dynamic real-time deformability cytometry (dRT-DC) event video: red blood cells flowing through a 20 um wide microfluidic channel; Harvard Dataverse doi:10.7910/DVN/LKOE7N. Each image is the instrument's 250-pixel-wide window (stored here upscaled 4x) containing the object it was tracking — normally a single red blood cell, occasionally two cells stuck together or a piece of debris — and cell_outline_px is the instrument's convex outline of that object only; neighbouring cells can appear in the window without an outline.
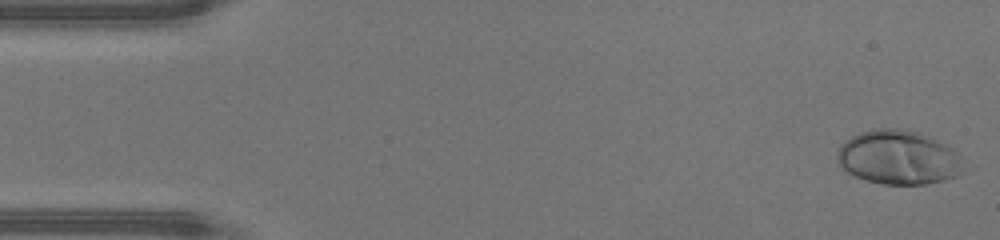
{"species": "human", "species_latin": "Homo sapiens", "temperature_condition": "warm", "stored_images_in_passage": 45, "camera_frame_rate_fps": 3000, "um_per_image_px": 0.085, "donor": {"sex": "male"}, "frame": {"image": 1, "passage_image": 1, "time_ms": 0.0, "image_size_px": [1000, 240], "cell_outline_px": [[968, 168], [964, 172], [956, 176], [944, 180], [924, 184], [884, 184], [864, 180], [848, 172], [836, 160], [836, 152], [840, 144], [844, 140], [860, 132], [872, 128], [896, 128], [920, 132], [932, 136], [956, 152], [960, 156]], "centroid_in_image_um": [76.39, 13.37], "position_along_channel_um": 8.6, "area_um2": 40.4}}
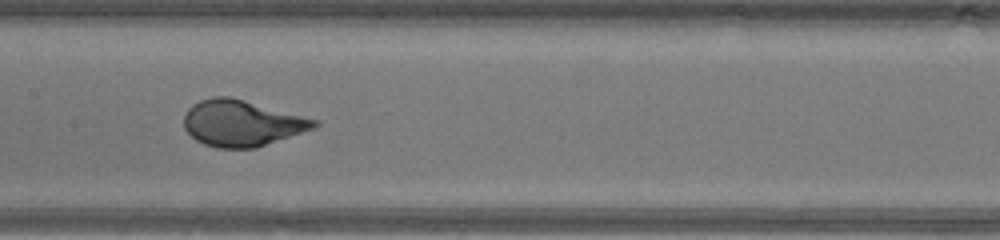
{"frame": {"image": 2, "passage_image": 22, "time_ms": 7.0, "image_size_px": [1000, 240], "cell_outline_px": [[320, 124], [312, 128], [256, 148], [216, 148], [204, 144], [196, 140], [184, 128], [184, 116], [188, 108], [192, 104], [200, 100], [212, 96], [228, 96], [244, 100], [320, 120]], "centroid_in_image_um": [20.52, 10.46], "position_along_channel_um": 186.9, "area_um2": 34.85}}
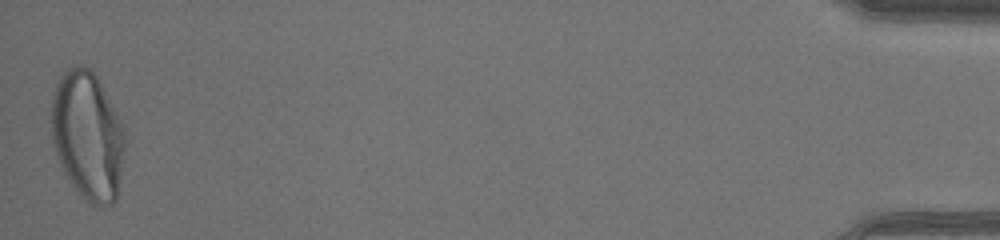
{"frame": {"image": 3, "passage_image": 45, "time_ms": 14.667, "image_size_px": [1000, 240], "cell_outline_px": [[124, 148], [116, 200], [112, 204], [100, 208], [96, 208], [88, 204], [84, 200], [68, 180], [60, 164], [52, 140], [52, 96], [56, 84], [60, 76], [68, 68], [80, 64], [88, 68], [96, 76], [124, 132]], "centroid_in_image_um": [7.41, 11.6], "position_along_channel_um": 427.8, "area_um2": 54.39}, "authors_computed_cell_mechanics": {"area_um2": 36.5296, "velocity_mm_per_s": 4.5193, "shape_relaxation_time_tau1_ms": 3.3751, "shape_relaxation_time_tau2_ms": null, "deformation_change_tau1": 0.2204, "deformation_change_tau2": null}}